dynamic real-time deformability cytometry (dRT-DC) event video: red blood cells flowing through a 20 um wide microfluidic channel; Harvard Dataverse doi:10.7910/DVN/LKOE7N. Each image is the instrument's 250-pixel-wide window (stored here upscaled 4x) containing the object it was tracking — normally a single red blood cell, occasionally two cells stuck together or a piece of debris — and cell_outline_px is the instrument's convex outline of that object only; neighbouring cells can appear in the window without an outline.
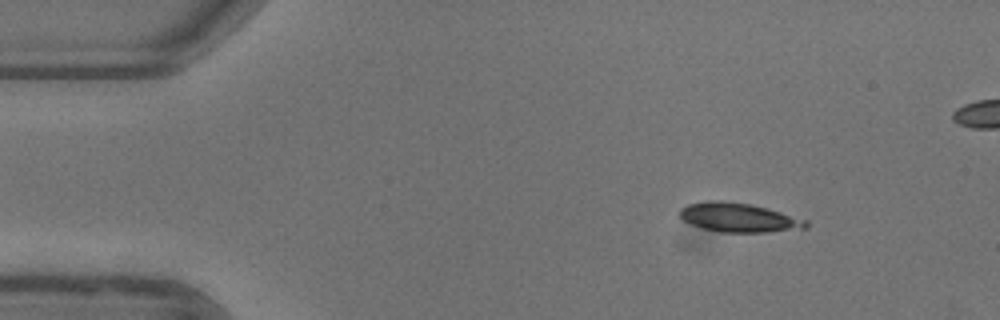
{"species": "common noctule bat (a hibernating species)", "species_latin": "Nyctalus noctula", "temperature_condition": "warm", "stored_images_in_passage": 9, "camera_frame_rate_fps": 3000, "um_per_image_px": 0.085, "animal": {"sex": "female"}, "frame": {"image": 1, "passage_image": 6, "time_ms": 1.667, "image_size_px": [1000, 320], "cell_outline_px": [[808, 228], [768, 232], [720, 232], [700, 228], [688, 224], [680, 216], [680, 208], [688, 204], [708, 200], [724, 200], [752, 204], [768, 208], [808, 220]], "centroid_in_image_um": [62.79, 18.49], "position_along_channel_um": 22.2, "area_um2": 21.73}}